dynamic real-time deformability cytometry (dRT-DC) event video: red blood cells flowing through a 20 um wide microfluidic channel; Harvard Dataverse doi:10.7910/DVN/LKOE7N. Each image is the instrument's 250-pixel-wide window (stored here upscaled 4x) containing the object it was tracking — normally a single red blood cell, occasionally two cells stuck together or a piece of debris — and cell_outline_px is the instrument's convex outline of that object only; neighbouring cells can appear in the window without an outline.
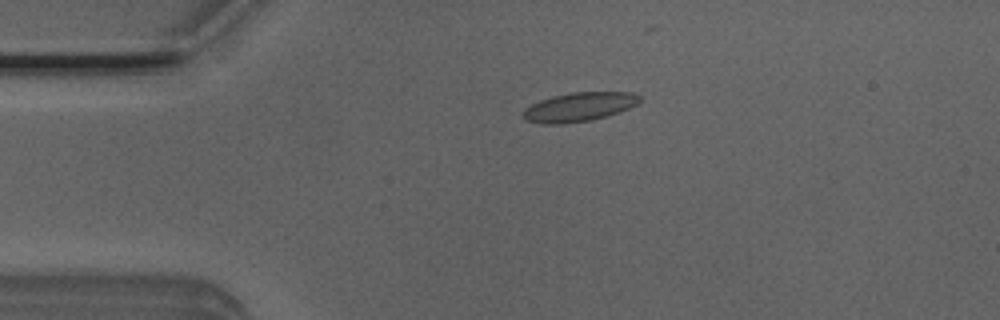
{"species": "Egyptian fruit bat (a non-hibernating species)", "species_latin": "Rousettus aegyptiacus", "temperature_condition": "room temperature", "stored_images_in_passage": 2, "camera_frame_rate_fps": 3000, "um_per_image_px": 0.085, "animal": {"sex": "male"}, "frame": {"image": 1, "passage_image": 1, "time_ms": 0.0, "image_size_px": [1000, 320], "cell_outline_px": [[640, 100], [636, 104], [620, 112], [588, 120], [564, 124], [540, 124], [528, 120], [520, 112], [524, 108], [540, 100], [552, 96], [572, 92], [632, 92], [640, 96]], "centroid_in_image_um": [49.19, 9.08], "position_along_channel_um": 35.8, "area_um2": 19.59}}